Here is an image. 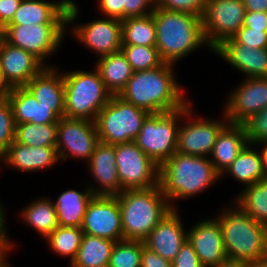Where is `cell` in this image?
Listing matches in <instances>:
<instances>
[{
    "label": "cell",
    "instance_id": "cell-27",
    "mask_svg": "<svg viewBox=\"0 0 267 267\" xmlns=\"http://www.w3.org/2000/svg\"><path fill=\"white\" fill-rule=\"evenodd\" d=\"M93 196L87 185L84 191L68 189L60 193L56 200L52 199L58 224L60 226L81 227L87 205Z\"/></svg>",
    "mask_w": 267,
    "mask_h": 267
},
{
    "label": "cell",
    "instance_id": "cell-9",
    "mask_svg": "<svg viewBox=\"0 0 267 267\" xmlns=\"http://www.w3.org/2000/svg\"><path fill=\"white\" fill-rule=\"evenodd\" d=\"M181 120L182 108L172 112L149 114L134 142L160 166L176 152Z\"/></svg>",
    "mask_w": 267,
    "mask_h": 267
},
{
    "label": "cell",
    "instance_id": "cell-7",
    "mask_svg": "<svg viewBox=\"0 0 267 267\" xmlns=\"http://www.w3.org/2000/svg\"><path fill=\"white\" fill-rule=\"evenodd\" d=\"M149 113L112 95L95 120L99 141L119 144L134 141Z\"/></svg>",
    "mask_w": 267,
    "mask_h": 267
},
{
    "label": "cell",
    "instance_id": "cell-50",
    "mask_svg": "<svg viewBox=\"0 0 267 267\" xmlns=\"http://www.w3.org/2000/svg\"><path fill=\"white\" fill-rule=\"evenodd\" d=\"M12 87L9 85L4 77V74L0 70V100L7 99V96L11 93Z\"/></svg>",
    "mask_w": 267,
    "mask_h": 267
},
{
    "label": "cell",
    "instance_id": "cell-10",
    "mask_svg": "<svg viewBox=\"0 0 267 267\" xmlns=\"http://www.w3.org/2000/svg\"><path fill=\"white\" fill-rule=\"evenodd\" d=\"M79 5L68 8L67 29L74 35L76 41L95 53L98 58L115 53L122 48V21L115 18L101 17L79 24L81 14ZM77 25H76V23ZM79 24V25H78Z\"/></svg>",
    "mask_w": 267,
    "mask_h": 267
},
{
    "label": "cell",
    "instance_id": "cell-44",
    "mask_svg": "<svg viewBox=\"0 0 267 267\" xmlns=\"http://www.w3.org/2000/svg\"><path fill=\"white\" fill-rule=\"evenodd\" d=\"M98 10L104 17L124 20L123 0H97Z\"/></svg>",
    "mask_w": 267,
    "mask_h": 267
},
{
    "label": "cell",
    "instance_id": "cell-8",
    "mask_svg": "<svg viewBox=\"0 0 267 267\" xmlns=\"http://www.w3.org/2000/svg\"><path fill=\"white\" fill-rule=\"evenodd\" d=\"M66 28L67 23L6 25L0 35L9 44L32 54L45 67H53L48 63V59L63 45Z\"/></svg>",
    "mask_w": 267,
    "mask_h": 267
},
{
    "label": "cell",
    "instance_id": "cell-30",
    "mask_svg": "<svg viewBox=\"0 0 267 267\" xmlns=\"http://www.w3.org/2000/svg\"><path fill=\"white\" fill-rule=\"evenodd\" d=\"M20 213L21 221L44 238L59 226L52 198L40 196L29 202Z\"/></svg>",
    "mask_w": 267,
    "mask_h": 267
},
{
    "label": "cell",
    "instance_id": "cell-40",
    "mask_svg": "<svg viewBox=\"0 0 267 267\" xmlns=\"http://www.w3.org/2000/svg\"><path fill=\"white\" fill-rule=\"evenodd\" d=\"M208 0H157V6L168 11L202 16Z\"/></svg>",
    "mask_w": 267,
    "mask_h": 267
},
{
    "label": "cell",
    "instance_id": "cell-49",
    "mask_svg": "<svg viewBox=\"0 0 267 267\" xmlns=\"http://www.w3.org/2000/svg\"><path fill=\"white\" fill-rule=\"evenodd\" d=\"M246 11L267 12V0H243Z\"/></svg>",
    "mask_w": 267,
    "mask_h": 267
},
{
    "label": "cell",
    "instance_id": "cell-46",
    "mask_svg": "<svg viewBox=\"0 0 267 267\" xmlns=\"http://www.w3.org/2000/svg\"><path fill=\"white\" fill-rule=\"evenodd\" d=\"M22 0H0V31L12 20Z\"/></svg>",
    "mask_w": 267,
    "mask_h": 267
},
{
    "label": "cell",
    "instance_id": "cell-2",
    "mask_svg": "<svg viewBox=\"0 0 267 267\" xmlns=\"http://www.w3.org/2000/svg\"><path fill=\"white\" fill-rule=\"evenodd\" d=\"M218 180L220 174L206 156L175 152L159 166V186L171 208H179L178 200L194 197Z\"/></svg>",
    "mask_w": 267,
    "mask_h": 267
},
{
    "label": "cell",
    "instance_id": "cell-37",
    "mask_svg": "<svg viewBox=\"0 0 267 267\" xmlns=\"http://www.w3.org/2000/svg\"><path fill=\"white\" fill-rule=\"evenodd\" d=\"M121 50L134 72L159 67L164 63L155 46L122 45Z\"/></svg>",
    "mask_w": 267,
    "mask_h": 267
},
{
    "label": "cell",
    "instance_id": "cell-52",
    "mask_svg": "<svg viewBox=\"0 0 267 267\" xmlns=\"http://www.w3.org/2000/svg\"><path fill=\"white\" fill-rule=\"evenodd\" d=\"M258 147H262L260 150V155L262 159V168L264 172V177L265 179H267V142L259 144Z\"/></svg>",
    "mask_w": 267,
    "mask_h": 267
},
{
    "label": "cell",
    "instance_id": "cell-56",
    "mask_svg": "<svg viewBox=\"0 0 267 267\" xmlns=\"http://www.w3.org/2000/svg\"><path fill=\"white\" fill-rule=\"evenodd\" d=\"M0 267H12V266L9 264L8 261H5V262H2V263L0 264Z\"/></svg>",
    "mask_w": 267,
    "mask_h": 267
},
{
    "label": "cell",
    "instance_id": "cell-36",
    "mask_svg": "<svg viewBox=\"0 0 267 267\" xmlns=\"http://www.w3.org/2000/svg\"><path fill=\"white\" fill-rule=\"evenodd\" d=\"M143 241L122 240L115 242L108 267H141Z\"/></svg>",
    "mask_w": 267,
    "mask_h": 267
},
{
    "label": "cell",
    "instance_id": "cell-55",
    "mask_svg": "<svg viewBox=\"0 0 267 267\" xmlns=\"http://www.w3.org/2000/svg\"><path fill=\"white\" fill-rule=\"evenodd\" d=\"M5 211H4V206H3V203H1V200H0V217H6L5 215Z\"/></svg>",
    "mask_w": 267,
    "mask_h": 267
},
{
    "label": "cell",
    "instance_id": "cell-21",
    "mask_svg": "<svg viewBox=\"0 0 267 267\" xmlns=\"http://www.w3.org/2000/svg\"><path fill=\"white\" fill-rule=\"evenodd\" d=\"M44 68L36 57L9 44L0 35V70L12 88L25 86Z\"/></svg>",
    "mask_w": 267,
    "mask_h": 267
},
{
    "label": "cell",
    "instance_id": "cell-15",
    "mask_svg": "<svg viewBox=\"0 0 267 267\" xmlns=\"http://www.w3.org/2000/svg\"><path fill=\"white\" fill-rule=\"evenodd\" d=\"M81 228L83 234L115 242L124 240L117 197L94 195L87 205Z\"/></svg>",
    "mask_w": 267,
    "mask_h": 267
},
{
    "label": "cell",
    "instance_id": "cell-51",
    "mask_svg": "<svg viewBox=\"0 0 267 267\" xmlns=\"http://www.w3.org/2000/svg\"><path fill=\"white\" fill-rule=\"evenodd\" d=\"M216 267H249V263L227 258L225 261L219 263Z\"/></svg>",
    "mask_w": 267,
    "mask_h": 267
},
{
    "label": "cell",
    "instance_id": "cell-17",
    "mask_svg": "<svg viewBox=\"0 0 267 267\" xmlns=\"http://www.w3.org/2000/svg\"><path fill=\"white\" fill-rule=\"evenodd\" d=\"M180 208H172L143 241L145 247L172 262L187 240Z\"/></svg>",
    "mask_w": 267,
    "mask_h": 267
},
{
    "label": "cell",
    "instance_id": "cell-26",
    "mask_svg": "<svg viewBox=\"0 0 267 267\" xmlns=\"http://www.w3.org/2000/svg\"><path fill=\"white\" fill-rule=\"evenodd\" d=\"M247 143L244 125L228 123L218 134L209 156L215 170L221 175Z\"/></svg>",
    "mask_w": 267,
    "mask_h": 267
},
{
    "label": "cell",
    "instance_id": "cell-38",
    "mask_svg": "<svg viewBox=\"0 0 267 267\" xmlns=\"http://www.w3.org/2000/svg\"><path fill=\"white\" fill-rule=\"evenodd\" d=\"M16 125L8 99L0 100V158L15 140Z\"/></svg>",
    "mask_w": 267,
    "mask_h": 267
},
{
    "label": "cell",
    "instance_id": "cell-34",
    "mask_svg": "<svg viewBox=\"0 0 267 267\" xmlns=\"http://www.w3.org/2000/svg\"><path fill=\"white\" fill-rule=\"evenodd\" d=\"M83 231L81 227L58 226L45 240L58 257L69 258V265L79 250Z\"/></svg>",
    "mask_w": 267,
    "mask_h": 267
},
{
    "label": "cell",
    "instance_id": "cell-22",
    "mask_svg": "<svg viewBox=\"0 0 267 267\" xmlns=\"http://www.w3.org/2000/svg\"><path fill=\"white\" fill-rule=\"evenodd\" d=\"M59 161L56 146L29 147L14 140L0 158V165H7L15 171L31 173L52 168L59 164Z\"/></svg>",
    "mask_w": 267,
    "mask_h": 267
},
{
    "label": "cell",
    "instance_id": "cell-20",
    "mask_svg": "<svg viewBox=\"0 0 267 267\" xmlns=\"http://www.w3.org/2000/svg\"><path fill=\"white\" fill-rule=\"evenodd\" d=\"M212 53L227 61L246 78L267 77V48H250L231 37L224 39Z\"/></svg>",
    "mask_w": 267,
    "mask_h": 267
},
{
    "label": "cell",
    "instance_id": "cell-11",
    "mask_svg": "<svg viewBox=\"0 0 267 267\" xmlns=\"http://www.w3.org/2000/svg\"><path fill=\"white\" fill-rule=\"evenodd\" d=\"M191 100L182 108V120L178 130L177 149L180 154L209 157L217 136L229 123L222 110L223 117L220 120L213 117H198L193 109ZM184 121V122H183Z\"/></svg>",
    "mask_w": 267,
    "mask_h": 267
},
{
    "label": "cell",
    "instance_id": "cell-33",
    "mask_svg": "<svg viewBox=\"0 0 267 267\" xmlns=\"http://www.w3.org/2000/svg\"><path fill=\"white\" fill-rule=\"evenodd\" d=\"M234 201L254 220L267 226V179L244 187Z\"/></svg>",
    "mask_w": 267,
    "mask_h": 267
},
{
    "label": "cell",
    "instance_id": "cell-32",
    "mask_svg": "<svg viewBox=\"0 0 267 267\" xmlns=\"http://www.w3.org/2000/svg\"><path fill=\"white\" fill-rule=\"evenodd\" d=\"M122 45L156 46L153 14L122 20Z\"/></svg>",
    "mask_w": 267,
    "mask_h": 267
},
{
    "label": "cell",
    "instance_id": "cell-35",
    "mask_svg": "<svg viewBox=\"0 0 267 267\" xmlns=\"http://www.w3.org/2000/svg\"><path fill=\"white\" fill-rule=\"evenodd\" d=\"M15 141L29 147L56 146L57 123L16 125Z\"/></svg>",
    "mask_w": 267,
    "mask_h": 267
},
{
    "label": "cell",
    "instance_id": "cell-23",
    "mask_svg": "<svg viewBox=\"0 0 267 267\" xmlns=\"http://www.w3.org/2000/svg\"><path fill=\"white\" fill-rule=\"evenodd\" d=\"M22 0L7 25H25L42 23H67L69 7L76 6L74 0Z\"/></svg>",
    "mask_w": 267,
    "mask_h": 267
},
{
    "label": "cell",
    "instance_id": "cell-45",
    "mask_svg": "<svg viewBox=\"0 0 267 267\" xmlns=\"http://www.w3.org/2000/svg\"><path fill=\"white\" fill-rule=\"evenodd\" d=\"M141 267H173V265L172 262L144 246L141 255Z\"/></svg>",
    "mask_w": 267,
    "mask_h": 267
},
{
    "label": "cell",
    "instance_id": "cell-39",
    "mask_svg": "<svg viewBox=\"0 0 267 267\" xmlns=\"http://www.w3.org/2000/svg\"><path fill=\"white\" fill-rule=\"evenodd\" d=\"M243 125L248 143L259 145L267 142V107L254 113Z\"/></svg>",
    "mask_w": 267,
    "mask_h": 267
},
{
    "label": "cell",
    "instance_id": "cell-47",
    "mask_svg": "<svg viewBox=\"0 0 267 267\" xmlns=\"http://www.w3.org/2000/svg\"><path fill=\"white\" fill-rule=\"evenodd\" d=\"M243 26L267 31V12L246 11Z\"/></svg>",
    "mask_w": 267,
    "mask_h": 267
},
{
    "label": "cell",
    "instance_id": "cell-5",
    "mask_svg": "<svg viewBox=\"0 0 267 267\" xmlns=\"http://www.w3.org/2000/svg\"><path fill=\"white\" fill-rule=\"evenodd\" d=\"M121 210L124 240L144 241L172 208L159 185L123 190L116 195Z\"/></svg>",
    "mask_w": 267,
    "mask_h": 267
},
{
    "label": "cell",
    "instance_id": "cell-4",
    "mask_svg": "<svg viewBox=\"0 0 267 267\" xmlns=\"http://www.w3.org/2000/svg\"><path fill=\"white\" fill-rule=\"evenodd\" d=\"M228 205L215 215L227 258L251 263L267 256V226L254 220L236 201Z\"/></svg>",
    "mask_w": 267,
    "mask_h": 267
},
{
    "label": "cell",
    "instance_id": "cell-6",
    "mask_svg": "<svg viewBox=\"0 0 267 267\" xmlns=\"http://www.w3.org/2000/svg\"><path fill=\"white\" fill-rule=\"evenodd\" d=\"M65 117L95 122L99 111L112 94L106 89L98 70L63 71Z\"/></svg>",
    "mask_w": 267,
    "mask_h": 267
},
{
    "label": "cell",
    "instance_id": "cell-14",
    "mask_svg": "<svg viewBox=\"0 0 267 267\" xmlns=\"http://www.w3.org/2000/svg\"><path fill=\"white\" fill-rule=\"evenodd\" d=\"M99 142L95 122L65 116L58 120L56 148L60 162L71 157L87 163Z\"/></svg>",
    "mask_w": 267,
    "mask_h": 267
},
{
    "label": "cell",
    "instance_id": "cell-1",
    "mask_svg": "<svg viewBox=\"0 0 267 267\" xmlns=\"http://www.w3.org/2000/svg\"><path fill=\"white\" fill-rule=\"evenodd\" d=\"M174 66L163 63L159 67L134 72L118 96L149 114L183 108L191 99L184 96L185 88L179 85Z\"/></svg>",
    "mask_w": 267,
    "mask_h": 267
},
{
    "label": "cell",
    "instance_id": "cell-25",
    "mask_svg": "<svg viewBox=\"0 0 267 267\" xmlns=\"http://www.w3.org/2000/svg\"><path fill=\"white\" fill-rule=\"evenodd\" d=\"M12 107L15 125L23 123H58L60 117L51 109L37 102L33 94L25 87H14L7 96Z\"/></svg>",
    "mask_w": 267,
    "mask_h": 267
},
{
    "label": "cell",
    "instance_id": "cell-53",
    "mask_svg": "<svg viewBox=\"0 0 267 267\" xmlns=\"http://www.w3.org/2000/svg\"><path fill=\"white\" fill-rule=\"evenodd\" d=\"M249 267H267V256L260 258L255 262L249 263Z\"/></svg>",
    "mask_w": 267,
    "mask_h": 267
},
{
    "label": "cell",
    "instance_id": "cell-19",
    "mask_svg": "<svg viewBox=\"0 0 267 267\" xmlns=\"http://www.w3.org/2000/svg\"><path fill=\"white\" fill-rule=\"evenodd\" d=\"M115 157V145L102 142L97 144L90 160L87 162L91 178L93 177V180H95L92 185L87 182L93 195L116 196L120 194L121 185Z\"/></svg>",
    "mask_w": 267,
    "mask_h": 267
},
{
    "label": "cell",
    "instance_id": "cell-18",
    "mask_svg": "<svg viewBox=\"0 0 267 267\" xmlns=\"http://www.w3.org/2000/svg\"><path fill=\"white\" fill-rule=\"evenodd\" d=\"M187 239L204 267H216L227 259L220 224L214 215L191 226Z\"/></svg>",
    "mask_w": 267,
    "mask_h": 267
},
{
    "label": "cell",
    "instance_id": "cell-43",
    "mask_svg": "<svg viewBox=\"0 0 267 267\" xmlns=\"http://www.w3.org/2000/svg\"><path fill=\"white\" fill-rule=\"evenodd\" d=\"M172 265L173 267H204L188 239L172 261Z\"/></svg>",
    "mask_w": 267,
    "mask_h": 267
},
{
    "label": "cell",
    "instance_id": "cell-42",
    "mask_svg": "<svg viewBox=\"0 0 267 267\" xmlns=\"http://www.w3.org/2000/svg\"><path fill=\"white\" fill-rule=\"evenodd\" d=\"M124 19L152 14L157 0H123Z\"/></svg>",
    "mask_w": 267,
    "mask_h": 267
},
{
    "label": "cell",
    "instance_id": "cell-24",
    "mask_svg": "<svg viewBox=\"0 0 267 267\" xmlns=\"http://www.w3.org/2000/svg\"><path fill=\"white\" fill-rule=\"evenodd\" d=\"M25 87L37 102L51 109L60 117L65 114V86L63 72L57 66L45 67Z\"/></svg>",
    "mask_w": 267,
    "mask_h": 267
},
{
    "label": "cell",
    "instance_id": "cell-12",
    "mask_svg": "<svg viewBox=\"0 0 267 267\" xmlns=\"http://www.w3.org/2000/svg\"><path fill=\"white\" fill-rule=\"evenodd\" d=\"M115 153L121 192L148 189L159 185V165L134 141L115 144Z\"/></svg>",
    "mask_w": 267,
    "mask_h": 267
},
{
    "label": "cell",
    "instance_id": "cell-16",
    "mask_svg": "<svg viewBox=\"0 0 267 267\" xmlns=\"http://www.w3.org/2000/svg\"><path fill=\"white\" fill-rule=\"evenodd\" d=\"M231 89L222 107L229 123L243 124L267 107V77L245 78Z\"/></svg>",
    "mask_w": 267,
    "mask_h": 267
},
{
    "label": "cell",
    "instance_id": "cell-13",
    "mask_svg": "<svg viewBox=\"0 0 267 267\" xmlns=\"http://www.w3.org/2000/svg\"><path fill=\"white\" fill-rule=\"evenodd\" d=\"M243 0H208L202 15L203 34L213 50L224 39L231 38L244 23Z\"/></svg>",
    "mask_w": 267,
    "mask_h": 267
},
{
    "label": "cell",
    "instance_id": "cell-29",
    "mask_svg": "<svg viewBox=\"0 0 267 267\" xmlns=\"http://www.w3.org/2000/svg\"><path fill=\"white\" fill-rule=\"evenodd\" d=\"M258 150V145L247 143L232 164L220 175V179L229 175L244 187L264 180L262 159Z\"/></svg>",
    "mask_w": 267,
    "mask_h": 267
},
{
    "label": "cell",
    "instance_id": "cell-54",
    "mask_svg": "<svg viewBox=\"0 0 267 267\" xmlns=\"http://www.w3.org/2000/svg\"><path fill=\"white\" fill-rule=\"evenodd\" d=\"M9 253H10V251H0V264H1L2 262L8 261L7 258H9V257H8V254H9Z\"/></svg>",
    "mask_w": 267,
    "mask_h": 267
},
{
    "label": "cell",
    "instance_id": "cell-41",
    "mask_svg": "<svg viewBox=\"0 0 267 267\" xmlns=\"http://www.w3.org/2000/svg\"><path fill=\"white\" fill-rule=\"evenodd\" d=\"M232 38L237 43L250 48H267V31L264 30L250 29L242 26Z\"/></svg>",
    "mask_w": 267,
    "mask_h": 267
},
{
    "label": "cell",
    "instance_id": "cell-48",
    "mask_svg": "<svg viewBox=\"0 0 267 267\" xmlns=\"http://www.w3.org/2000/svg\"><path fill=\"white\" fill-rule=\"evenodd\" d=\"M5 217H0V251H11L15 248V244L11 240L12 238L7 234V223ZM10 237V238H9Z\"/></svg>",
    "mask_w": 267,
    "mask_h": 267
},
{
    "label": "cell",
    "instance_id": "cell-3",
    "mask_svg": "<svg viewBox=\"0 0 267 267\" xmlns=\"http://www.w3.org/2000/svg\"><path fill=\"white\" fill-rule=\"evenodd\" d=\"M152 14L156 25L155 47L164 63L176 65L204 45L213 52L203 34L202 16L168 11L157 5Z\"/></svg>",
    "mask_w": 267,
    "mask_h": 267
},
{
    "label": "cell",
    "instance_id": "cell-28",
    "mask_svg": "<svg viewBox=\"0 0 267 267\" xmlns=\"http://www.w3.org/2000/svg\"><path fill=\"white\" fill-rule=\"evenodd\" d=\"M94 67L112 95H119L134 73L122 50L97 58Z\"/></svg>",
    "mask_w": 267,
    "mask_h": 267
},
{
    "label": "cell",
    "instance_id": "cell-31",
    "mask_svg": "<svg viewBox=\"0 0 267 267\" xmlns=\"http://www.w3.org/2000/svg\"><path fill=\"white\" fill-rule=\"evenodd\" d=\"M115 241L83 234L70 267H108Z\"/></svg>",
    "mask_w": 267,
    "mask_h": 267
}]
</instances>
